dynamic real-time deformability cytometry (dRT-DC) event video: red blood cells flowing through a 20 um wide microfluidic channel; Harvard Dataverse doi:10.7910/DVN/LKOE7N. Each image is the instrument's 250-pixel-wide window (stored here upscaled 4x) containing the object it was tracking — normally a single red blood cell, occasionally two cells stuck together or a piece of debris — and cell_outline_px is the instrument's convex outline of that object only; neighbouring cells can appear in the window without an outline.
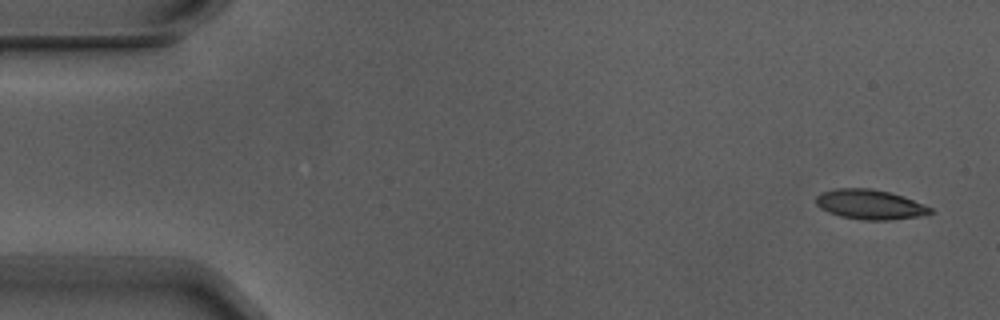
{"species": "Egyptian fruit bat (a non-hibernating species)", "species_latin": "Rousettus aegyptiacus", "temperature_condition": "warm", "stored_images_in_passage": 4, "camera_frame_rate_fps": 3000, "um_per_image_px": 0.085, "animal": {"sex": "male"}, "frame": {"image": 1, "passage_image": 1, "time_ms": 0.0, "image_size_px": [1000, 320], "cell_outline_px": [[936, 212], [920, 216], [888, 220], [864, 220], [840, 216], [828, 212], [820, 208], [816, 204], [816, 196], [820, 192], [832, 188], [872, 188], [904, 196], [932, 208]], "centroid_in_image_um": [73.93, 17.37], "position_along_channel_um": 11.1, "area_um2": 20.0}}